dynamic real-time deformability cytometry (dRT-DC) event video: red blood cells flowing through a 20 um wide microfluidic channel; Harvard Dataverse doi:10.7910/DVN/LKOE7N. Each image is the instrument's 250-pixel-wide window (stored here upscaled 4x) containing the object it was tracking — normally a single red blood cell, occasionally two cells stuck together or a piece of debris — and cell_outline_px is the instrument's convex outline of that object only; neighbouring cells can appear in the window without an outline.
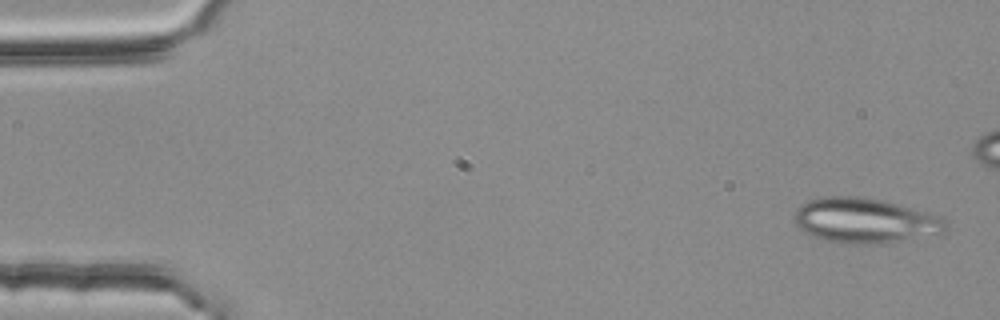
{"species": "common noctule bat (a hibernating species)", "species_latin": "Nyctalus noctula", "temperature_condition": "room temperature", "stored_images_in_passage": 7, "camera_frame_rate_fps": 3000, "um_per_image_px": 0.085, "animal": {"sex": "female", "body_mass_g": 25.1}, "frame": {"image": 1, "passage_image": 1, "time_ms": 0.0, "image_size_px": [1000, 320], "cell_outline_px": [[944, 232], [888, 244], [840, 244], [824, 240], [812, 236], [804, 232], [792, 220], [792, 216], [796, 208], [800, 204], [808, 200], [824, 196], [860, 196], [884, 200], [900, 204], [940, 216], [944, 220]], "centroid_in_image_um": [73.45, 18.75], "position_along_channel_um": 11.6, "area_um2": 40.34}}